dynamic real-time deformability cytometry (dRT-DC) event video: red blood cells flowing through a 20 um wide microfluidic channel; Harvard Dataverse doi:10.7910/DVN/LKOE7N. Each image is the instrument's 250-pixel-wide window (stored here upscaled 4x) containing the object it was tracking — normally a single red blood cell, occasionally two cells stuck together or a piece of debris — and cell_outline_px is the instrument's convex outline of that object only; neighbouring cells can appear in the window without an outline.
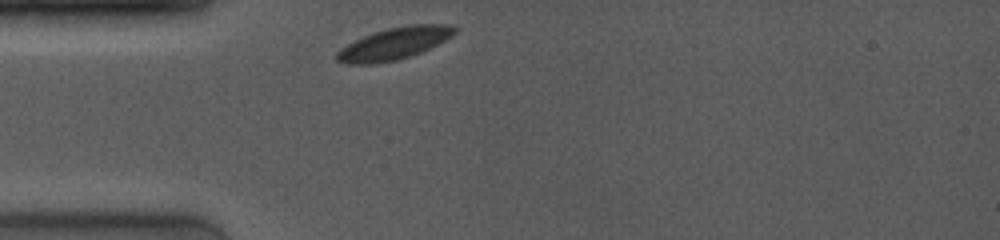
{"species": "common noctule bat (a hibernating species)", "species_latin": "Nyctalus noctula", "temperature_condition": "room temperature", "stored_images_in_passage": 23, "camera_frame_rate_fps": 4000, "um_per_image_px": 0.085, "animal": {"sex": "female", "body_mass_g": 19.0, "forearm_length_mm": 53.3}, "frame": {"image": 1, "passage_image": 1, "time_ms": 0.0, "image_size_px": [1000, 240], "cell_outline_px": [[456, 32], [452, 36], [412, 56], [396, 60], [376, 64], [348, 64], [336, 60], [336, 52], [340, 48], [372, 32], [388, 28], [408, 24], [444, 24], [456, 28]], "centroid_in_image_um": [33.48, 3.7], "position_along_channel_um": 51.5, "area_um2": 21.85}}
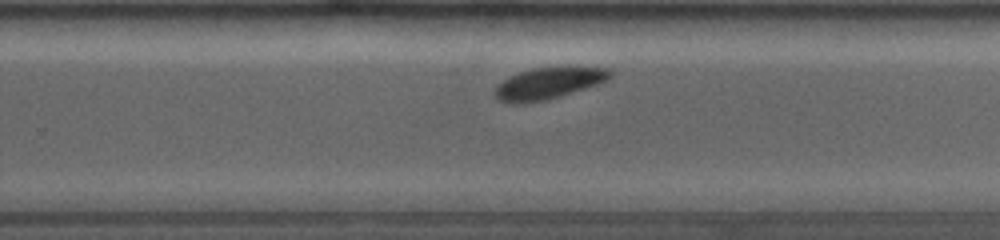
{"frame": {"image": 2, "passage_image": 15, "time_ms": 6.25, "image_size_px": [1000, 240], "cell_outline_px": [[612, 76], [608, 80], [548, 100], [524, 104], [512, 104], [500, 100], [492, 92], [508, 76], [532, 68], [556, 64], [572, 64], [608, 68], [612, 72]], "centroid_in_image_um": [46.67, 7.02], "position_along_channel_um": 283.1, "area_um2": 22.14}}
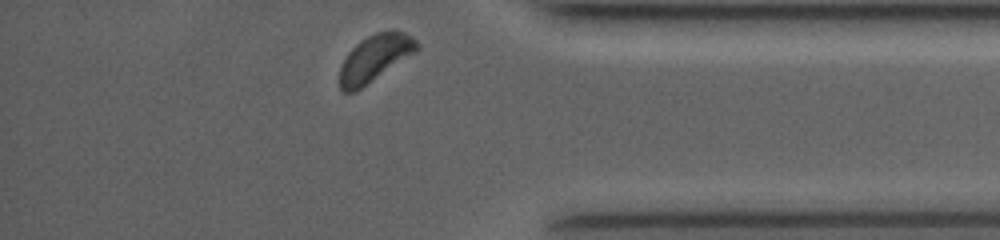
{"frame": {"image": 3, "passage_image": 23, "time_ms": 9.5, "image_size_px": [1000, 240], "cell_outline_px": [[420, 48], [416, 52], [356, 92], [344, 92], [340, 88], [340, 68], [348, 52], [360, 40], [376, 32], [392, 28], [404, 32], [412, 36], [420, 44]], "centroid_in_image_um": [31.9, 4.91], "position_along_channel_um": 403.3, "area_um2": 21.27}, "authors_computed_cell_mechanics": {"area_um2": 22.3108, "velocity_mm_per_s": 3.868, "shape_relaxation_time_tau1_ms": 1.9952, "shape_relaxation_time_tau2_ms": null, "deformation_change_tau1": 0.0391, "deformation_change_tau2": null}}